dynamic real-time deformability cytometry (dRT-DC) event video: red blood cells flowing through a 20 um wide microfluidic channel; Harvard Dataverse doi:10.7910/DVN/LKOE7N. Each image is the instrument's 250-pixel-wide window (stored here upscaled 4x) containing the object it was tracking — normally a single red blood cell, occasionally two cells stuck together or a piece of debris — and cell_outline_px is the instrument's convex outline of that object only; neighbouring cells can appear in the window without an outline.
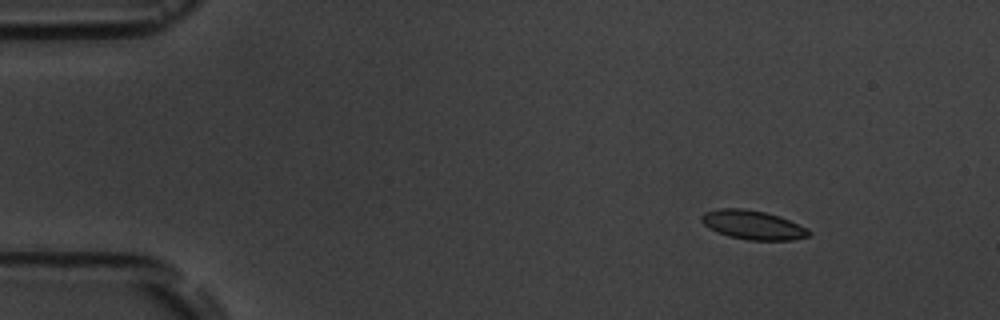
{"species": "common noctule bat (a hibernating species)", "species_latin": "Nyctalus noctula", "temperature_condition": "room temperature", "stored_images_in_passage": 6, "segment_of_instrument_passage": [1, 2], "camera_frame_rate_fps": 3000, "um_per_image_px": 0.085, "animal": {"sex": "male", "body_mass_g": 19.5, "forearm_length_mm": 54.6}, "frame": {"image": 1, "passage_image": 2, "time_ms": 1.333, "image_size_px": [1000, 320], "cell_outline_px": [[812, 232], [808, 236], [792, 240], [748, 240], [728, 236], [716, 232], [708, 228], [700, 220], [700, 216], [704, 212], [720, 208], [744, 208], [764, 212], [780, 216], [808, 228]], "centroid_in_image_um": [63.97, 19.11], "position_along_channel_um": 21.0, "area_um2": 18.32}}